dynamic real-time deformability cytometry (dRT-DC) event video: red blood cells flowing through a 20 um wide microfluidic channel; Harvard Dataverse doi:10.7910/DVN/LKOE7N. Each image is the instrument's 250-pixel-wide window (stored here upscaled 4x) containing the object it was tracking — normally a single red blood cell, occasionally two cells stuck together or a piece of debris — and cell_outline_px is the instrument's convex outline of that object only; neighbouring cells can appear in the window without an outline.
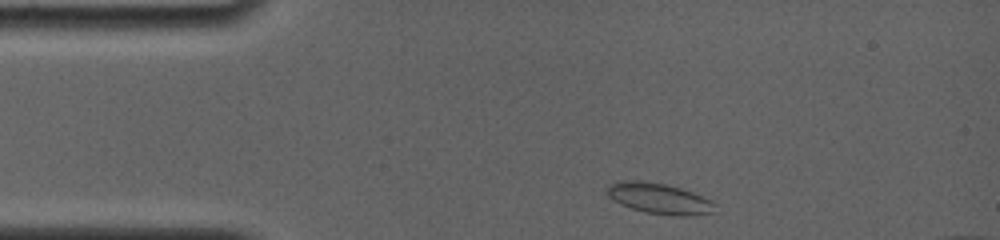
{"species": "common noctule bat (a hibernating species)", "species_latin": "Nyctalus noctula", "temperature_condition": "room temperature", "stored_images_in_passage": 24, "camera_frame_rate_fps": 4000, "um_per_image_px": 0.085, "animal": {"sex": "female", "body_mass_g": 19.0, "forearm_length_mm": 56.7}, "frame": {"image": 1, "passage_image": 1, "time_ms": 0.0, "image_size_px": [1000, 240], "cell_outline_px": [[716, 212], [692, 216], [676, 216], [644, 212], [620, 204], [612, 200], [608, 196], [608, 184], [620, 180], [640, 180], [664, 184], [680, 188], [692, 192], [712, 200], [716, 204]], "centroid_in_image_um": [56.06, 16.88], "position_along_channel_um": 28.9, "area_um2": 19.54}}
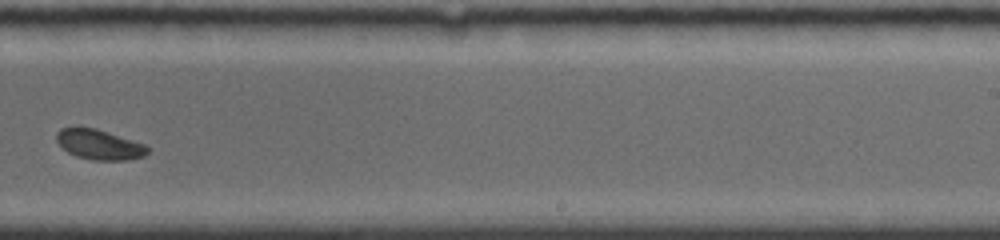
{"frame": {"image": 2, "passage_image": 15, "time_ms": 7.75, "image_size_px": [1000, 240], "cell_outline_px": [[148, 152], [144, 156], [128, 160], [92, 160], [76, 156], [68, 152], [56, 140], [56, 132], [60, 128], [76, 124], [96, 128], [144, 144], [148, 148]], "centroid_in_image_um": [8.37, 12.25], "position_along_channel_um": 280.6, "area_um2": 16.24}}
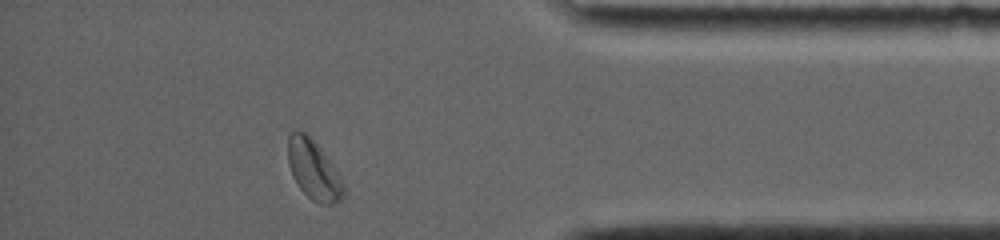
{"frame": {"image": 3, "passage_image": 24, "time_ms": 11.5, "image_size_px": [1000, 240], "cell_outline_px": [[344, 196], [340, 200], [332, 204], [320, 204], [312, 200], [300, 188], [292, 176], [288, 164], [288, 136], [296, 128], [304, 132], [316, 144], [340, 176], [344, 184]], "centroid_in_image_um": [26.63, 14.45], "position_along_channel_um": 408.6, "area_um2": 18.96}, "authors_computed_cell_mechanics": {"area_um2": 16.9065, "velocity_mm_per_s": 3.8216, "shape_relaxation_time_tau1_ms": 2.4595, "shape_relaxation_time_tau2_ms": null, "deformation_change_tau1": 0.0673, "deformation_change_tau2": null}}